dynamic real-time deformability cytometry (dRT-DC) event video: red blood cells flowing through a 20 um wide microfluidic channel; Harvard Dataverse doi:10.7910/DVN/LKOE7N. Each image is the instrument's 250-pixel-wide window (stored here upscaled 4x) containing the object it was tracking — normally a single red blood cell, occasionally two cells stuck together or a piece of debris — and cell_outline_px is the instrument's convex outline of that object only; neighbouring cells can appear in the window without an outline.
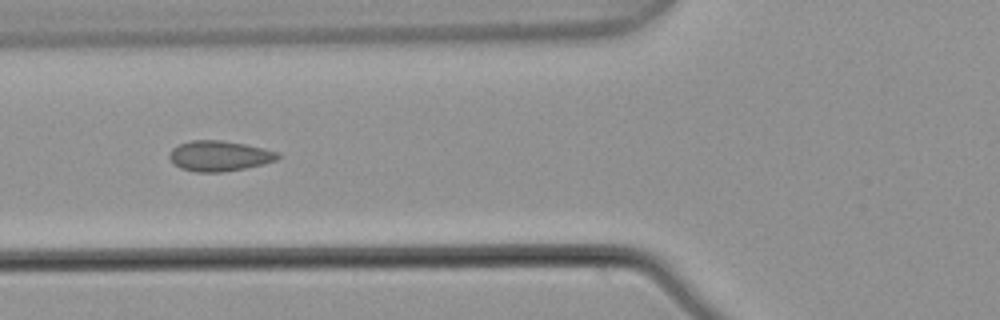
{"species": "common noctule bat (a hibernating species)", "species_latin": "Nyctalus noctula", "temperature_condition": "warm", "stored_images_in_passage": 7, "camera_frame_rate_fps": 3000, "um_per_image_px": 0.085, "animal": {"sex": "male", "body_mass_g": 21.5, "forearm_length_mm": 52.0}, "frame": {"image": 1, "passage_image": 5, "time_ms": 1.333, "image_size_px": [1000, 320], "cell_outline_px": [[280, 156], [276, 160], [264, 164], [224, 172], [196, 172], [180, 168], [168, 156], [172, 148], [180, 144], [192, 140], [220, 140], [244, 144], [264, 148], [280, 152]], "centroid_in_image_um": [18.67, 13.25], "position_along_channel_um": 107.1, "area_um2": 19.13}}
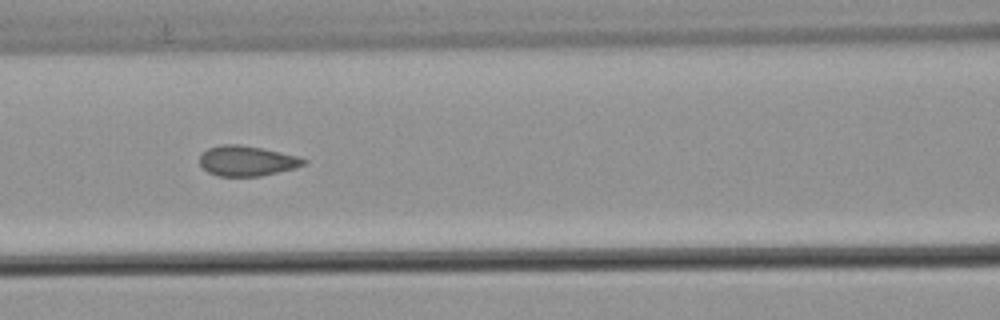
{"frame": {"image": 2, "passage_image": 6, "time_ms": 1.667, "image_size_px": [1000, 320], "cell_outline_px": [[308, 160], [304, 164], [296, 168], [260, 176], [216, 176], [208, 172], [200, 164], [200, 156], [208, 148], [220, 144], [240, 144], [260, 148], [296, 156]], "centroid_in_image_um": [20.96, 13.68], "position_along_channel_um": 145.6, "area_um2": 18.15}}